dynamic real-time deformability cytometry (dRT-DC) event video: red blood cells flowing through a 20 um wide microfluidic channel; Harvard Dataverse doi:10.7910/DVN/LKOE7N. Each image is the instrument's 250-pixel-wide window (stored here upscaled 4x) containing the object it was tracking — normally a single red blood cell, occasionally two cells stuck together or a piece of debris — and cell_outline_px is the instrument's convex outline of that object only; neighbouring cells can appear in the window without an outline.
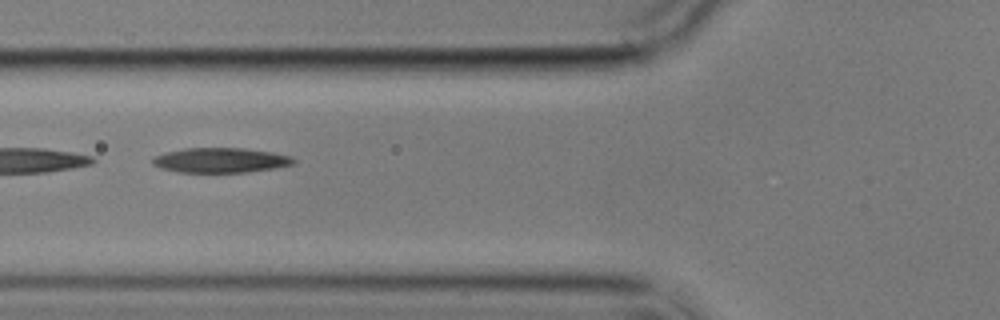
{"species": "common noctule bat (a hibernating species)", "species_latin": "Nyctalus noctula", "temperature_condition": "cold", "stored_images_in_passage": 10, "camera_frame_rate_fps": 3000, "um_per_image_px": 0.085, "animal": {"sex": "male", "body_mass_g": 17.9}, "frame": {"image": 1, "passage_image": 6, "time_ms": 5.667, "image_size_px": [1000, 320], "cell_outline_px": [[296, 164], [276, 168], [248, 172], [180, 172], [160, 168], [152, 164], [152, 160], [156, 156], [164, 152], [184, 148], [244, 148], [272, 152], [292, 156], [296, 160]], "centroid_in_image_um": [18.79, 13.62], "position_along_channel_um": 107.0, "area_um2": 20.58}}
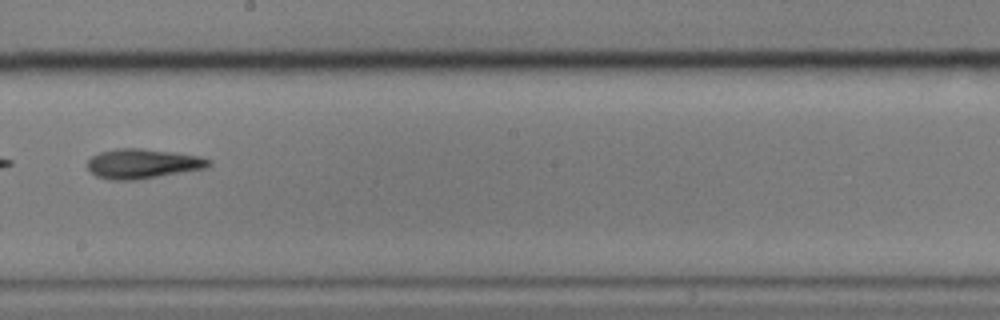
{"frame": {"image": 2, "passage_image": 9, "time_ms": 9.333, "image_size_px": [1000, 320], "cell_outline_px": [[212, 164], [208, 168], [136, 180], [108, 180], [96, 176], [88, 168], [88, 160], [92, 156], [100, 152], [116, 148], [140, 148], [172, 152], [200, 156], [212, 160]], "centroid_in_image_um": [12.15, 13.92], "position_along_channel_um": 236.0, "area_um2": 21.1}}
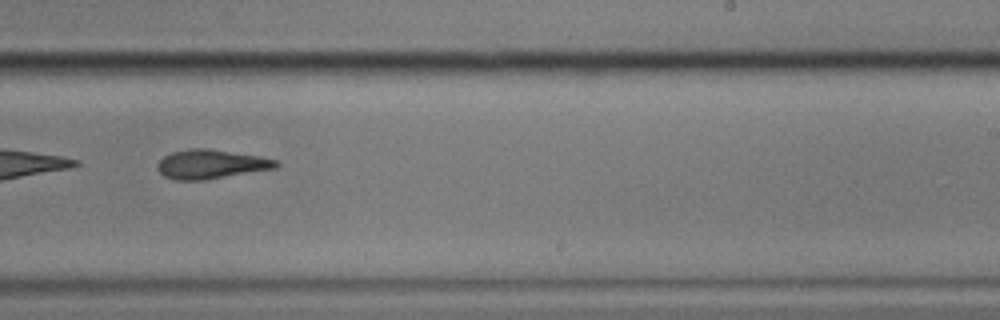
{"frame": {"image": 3, "passage_image": 10, "time_ms": 10.333, "image_size_px": [1000, 320], "cell_outline_px": [[280, 164], [276, 168], [204, 180], [176, 180], [164, 176], [156, 168], [156, 164], [164, 156], [172, 152], [192, 148], [208, 148], [260, 156], [280, 160]], "centroid_in_image_um": [17.95, 13.95], "position_along_channel_um": 271.1, "area_um2": 20.23}}